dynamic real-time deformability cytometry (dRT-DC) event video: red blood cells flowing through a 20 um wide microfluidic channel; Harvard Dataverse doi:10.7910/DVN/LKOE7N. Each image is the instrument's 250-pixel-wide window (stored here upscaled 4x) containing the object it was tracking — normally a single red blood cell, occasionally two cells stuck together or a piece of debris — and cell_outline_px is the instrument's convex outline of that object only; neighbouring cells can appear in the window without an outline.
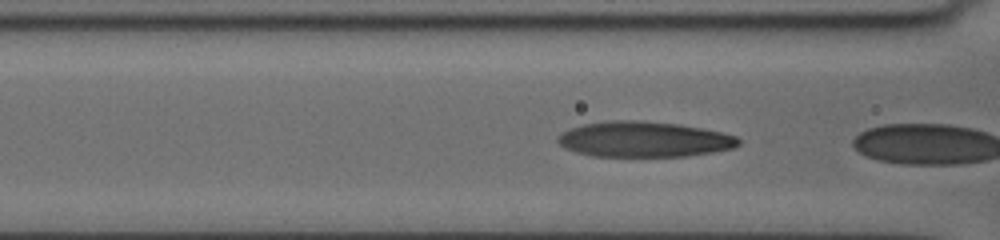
{"species": "human", "species_latin": "Homo sapiens", "temperature_condition": "cold", "stored_images_in_passage": 6, "camera_frame_rate_fps": 3000, "um_per_image_px": 0.085, "donor": {"sex": "female"}, "frame": {"image": 1, "passage_image": 5, "time_ms": 1.333, "image_size_px": [1000, 240], "cell_outline_px": [[740, 144], [732, 148], [712, 152], [688, 156], [592, 156], [576, 152], [564, 148], [556, 140], [564, 132], [572, 128], [584, 124], [612, 120], [632, 120], [680, 124], [720, 132], [736, 136], [740, 140]], "centroid_in_image_um": [54.74, 11.85], "position_along_channel_um": 111.9, "area_um2": 37.05}}